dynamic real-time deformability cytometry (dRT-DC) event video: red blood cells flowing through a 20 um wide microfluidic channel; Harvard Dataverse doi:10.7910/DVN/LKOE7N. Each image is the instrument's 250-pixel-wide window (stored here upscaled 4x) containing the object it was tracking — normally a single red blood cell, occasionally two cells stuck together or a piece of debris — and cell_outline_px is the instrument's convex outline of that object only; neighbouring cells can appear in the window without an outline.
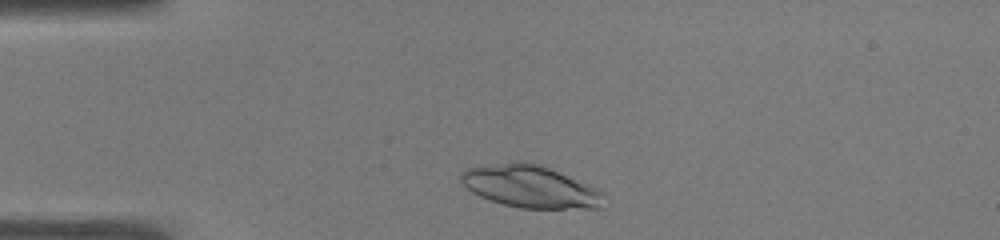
{"species": "common noctule bat (a hibernating species)", "species_latin": "Nyctalus noctula", "temperature_condition": "warm", "stored_images_in_passage": 35, "camera_frame_rate_fps": 3000, "um_per_image_px": 0.085, "animal": {"sex": "male", "body_mass_g": 19.0, "forearm_length_mm": 50.8}, "frame": {"image": 1, "passage_image": 3, "time_ms": 0.667, "image_size_px": [1000, 240], "cell_outline_px": [[604, 192], [600, 208], [520, 208], [504, 204], [480, 196], [472, 192], [460, 180], [460, 172], [468, 168], [516, 160], [524, 160], [544, 164], [588, 184]], "centroid_in_image_um": [45.08, 15.82], "position_along_channel_um": 39.9, "area_um2": 35.43}}
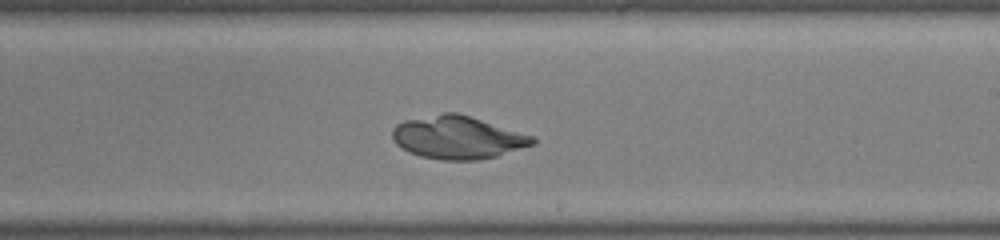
{"frame": {"image": 2, "passage_image": 22, "time_ms": 7.0, "image_size_px": [1000, 240], "cell_outline_px": [[536, 144], [496, 156], [480, 160], [444, 160], [420, 156], [408, 152], [396, 144], [392, 136], [392, 128], [396, 124], [404, 120], [444, 112], [456, 112], [536, 136]], "centroid_in_image_um": [38.91, 11.68], "position_along_channel_um": 250.1, "area_um2": 35.26}}
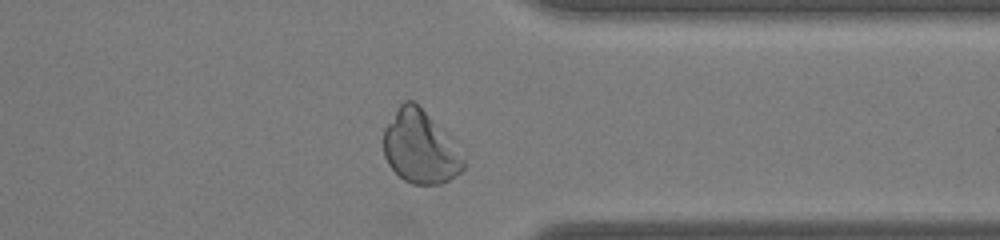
{"frame": {"image": 3, "passage_image": 32, "time_ms": 10.333, "image_size_px": [1000, 240], "cell_outline_px": [[464, 168], [456, 176], [440, 184], [412, 184], [404, 180], [388, 164], [384, 156], [384, 128], [396, 108], [404, 100], [412, 100], [424, 112], [464, 156]], "centroid_in_image_um": [35.67, 12.54], "position_along_channel_um": 375.7, "area_um2": 33.06}}